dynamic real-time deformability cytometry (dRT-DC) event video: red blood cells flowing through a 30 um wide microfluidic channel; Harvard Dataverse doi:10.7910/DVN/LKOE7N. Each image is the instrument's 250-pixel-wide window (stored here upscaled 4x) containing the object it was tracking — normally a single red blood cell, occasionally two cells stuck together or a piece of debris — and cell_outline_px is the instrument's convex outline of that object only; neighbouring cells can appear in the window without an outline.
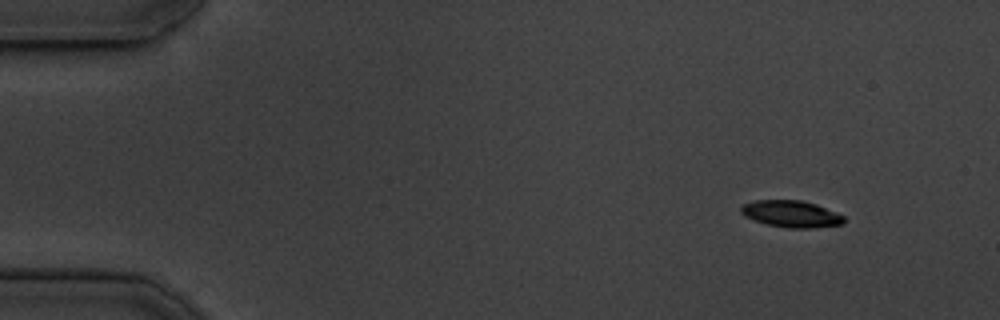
{"species": "common noctule bat (a hibernating species)", "species_latin": "Nyctalus noctula", "temperature_condition": "cold", "stored_images_in_passage": 50, "camera_frame_rate_fps": 3000, "um_per_image_px": 0.085, "animal": {"sex": "male", "body_mass_g": 19.5, "forearm_length_mm": 54.6}, "frame": {"image": 1, "passage_image": 1, "time_ms": 0.0, "image_size_px": [1000, 320], "cell_outline_px": [[844, 220], [840, 224], [812, 228], [788, 228], [768, 224], [752, 220], [744, 216], [740, 212], [740, 208], [744, 204], [756, 200], [800, 200], [816, 204], [844, 216]], "centroid_in_image_um": [67.21, 18.18], "position_along_channel_um": 17.8, "area_um2": 15.9}}
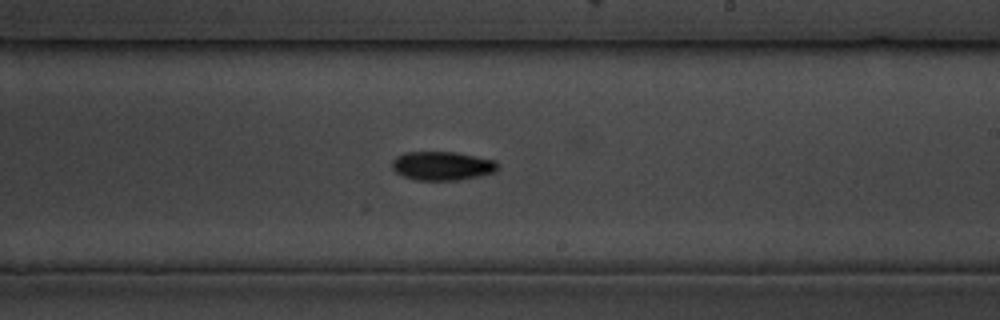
{"frame": {"image": 2, "passage_image": 28, "time_ms": 9.0, "image_size_px": [1000, 320], "cell_outline_px": [[500, 168], [496, 172], [480, 176], [460, 180], [416, 180], [404, 176], [396, 172], [392, 168], [392, 160], [396, 156], [404, 152], [452, 152], [496, 160], [500, 164]], "centroid_in_image_um": [37.62, 14.1], "position_along_channel_um": 251.4, "area_um2": 17.92}}
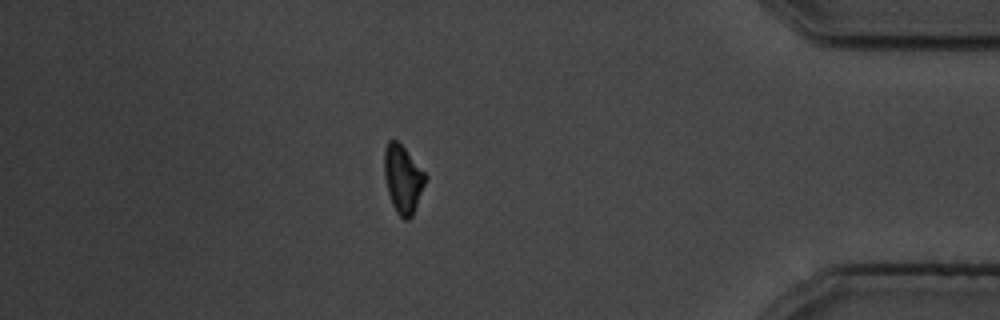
{"frame": {"image": 3, "passage_image": 43, "time_ms": 14.0, "image_size_px": [1000, 320], "cell_outline_px": [[428, 176], [412, 216], [408, 220], [404, 220], [396, 212], [392, 204], [388, 192], [384, 176], [384, 148], [388, 140], [396, 140], [404, 148]], "centroid_in_image_um": [34.23, 15.22], "position_along_channel_um": 401.0, "area_um2": 16.18}, "authors_computed_cell_mechanics": {"area_um2": 17.1377, "velocity_mm_per_s": 3.7039, "shape_relaxation_time_tau1_ms": 2.979, "shape_relaxation_time_tau2_ms": null, "deformation_change_tau1": 0.1351, "deformation_change_tau2": null}}